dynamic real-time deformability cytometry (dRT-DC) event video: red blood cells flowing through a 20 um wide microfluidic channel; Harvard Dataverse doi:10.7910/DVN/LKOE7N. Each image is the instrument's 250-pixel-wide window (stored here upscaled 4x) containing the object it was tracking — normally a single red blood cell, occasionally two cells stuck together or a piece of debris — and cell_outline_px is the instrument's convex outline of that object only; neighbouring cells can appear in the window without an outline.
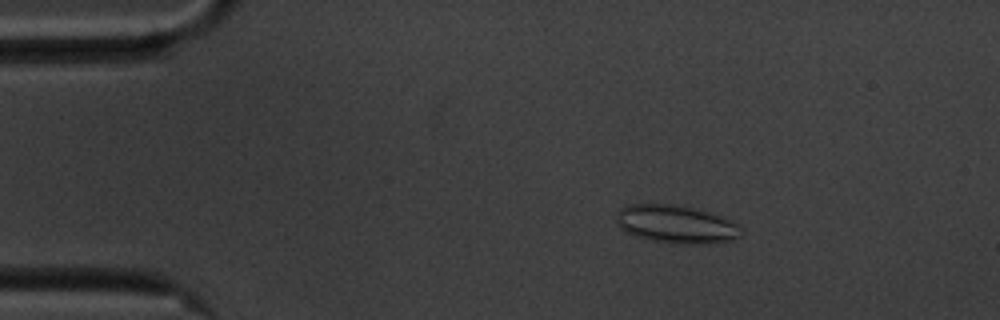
{"species": "common noctule bat (a hibernating species)", "species_latin": "Nyctalus noctula", "temperature_condition": "cold", "stored_images_in_passage": 56, "camera_frame_rate_fps": 3000, "um_per_image_px": 0.085, "animal": {"sex": "male", "body_mass_g": 20.1, "forearm_length_mm": 53.5}, "frame": {"image": 1, "passage_image": 9, "time_ms": 2.667, "image_size_px": [1000, 320], "cell_outline_px": [[740, 236], [732, 240], [708, 244], [684, 244], [652, 240], [636, 236], [624, 232], [620, 228], [616, 220], [616, 216], [620, 208], [628, 204], [676, 204], [724, 216], [740, 224]], "centroid_in_image_um": [57.48, 19.05], "position_along_channel_um": 27.5, "area_um2": 27.86}}
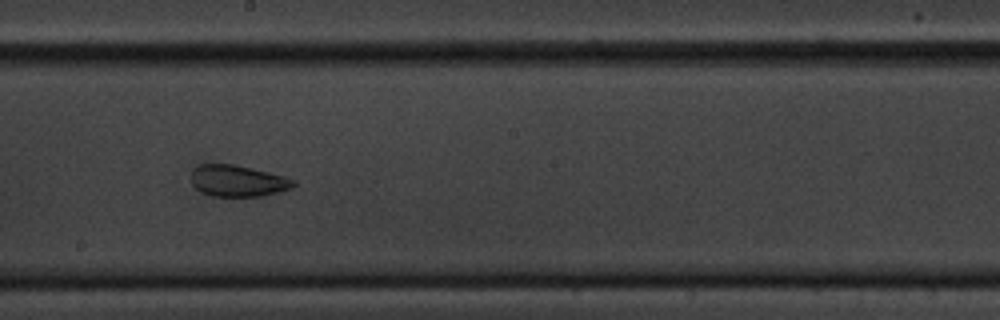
{"frame": {"image": 2, "passage_image": 31, "time_ms": 10.0, "image_size_px": [1000, 320], "cell_outline_px": [[296, 184], [292, 188], [260, 196], [212, 196], [200, 192], [192, 184], [192, 168], [200, 164], [232, 164], [268, 172], [284, 176], [296, 180]], "centroid_in_image_um": [20.19, 15.37], "position_along_channel_um": 228.0, "area_um2": 18.67}}
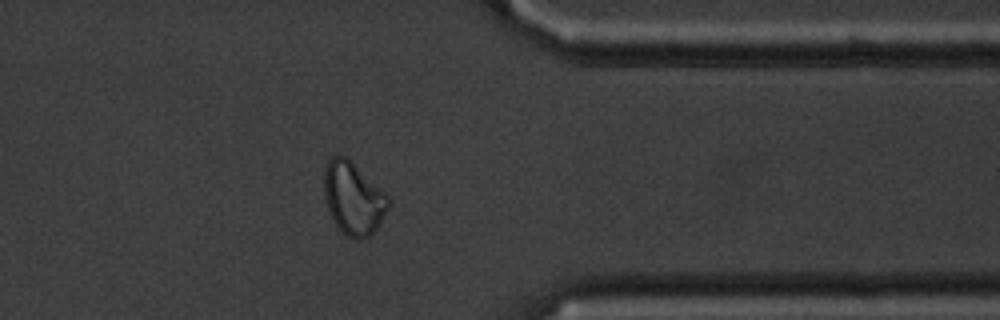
{"frame": {"image": 3, "passage_image": 45, "time_ms": 14.667, "image_size_px": [1000, 320], "cell_outline_px": [[388, 208], [380, 224], [372, 236], [364, 240], [352, 240], [344, 236], [336, 224], [328, 208], [324, 196], [324, 168], [328, 160], [332, 156], [348, 156], [388, 196]], "centroid_in_image_um": [30.03, 16.89], "position_along_channel_um": 381.4, "area_um2": 27.51}, "authors_computed_cell_mechanics": {"area_um2": 24.6806, "velocity_mm_per_s": 3.4965, "shape_relaxation_time_tau1_ms": null, "shape_relaxation_time_tau2_ms": 1.5414, "deformation_change_tau1": null, "deformation_change_tau2": 0.0824}}